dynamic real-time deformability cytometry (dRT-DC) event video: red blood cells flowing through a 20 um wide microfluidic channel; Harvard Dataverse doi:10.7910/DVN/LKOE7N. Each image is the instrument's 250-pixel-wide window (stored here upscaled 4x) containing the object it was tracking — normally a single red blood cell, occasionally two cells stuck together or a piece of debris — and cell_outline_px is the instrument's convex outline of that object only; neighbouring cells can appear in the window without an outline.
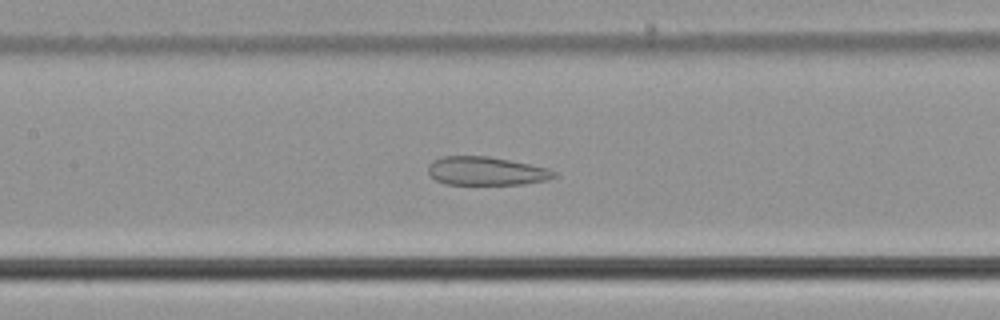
{"species": "common noctule bat (a hibernating species)", "species_latin": "Nyctalus noctula", "temperature_condition": "cold", "stored_images_in_passage": 47, "camera_frame_rate_fps": 3000, "um_per_image_px": 0.085, "animal": {"sex": "male", "body_mass_g": 21.5, "forearm_length_mm": 52.0}, "frame": {"image": 1, "passage_image": 24, "time_ms": 7.667, "image_size_px": [1000, 320], "cell_outline_px": [[556, 176], [548, 180], [524, 184], [444, 184], [436, 180], [428, 172], [428, 164], [432, 160], [444, 156], [488, 156], [548, 168], [556, 172]], "centroid_in_image_um": [41.31, 14.54], "position_along_channel_um": 166.1, "area_um2": 20.87}}
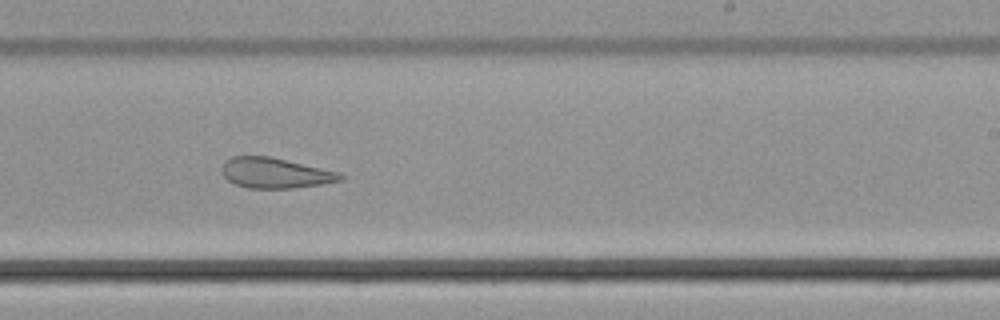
{"frame": {"image": 2, "passage_image": 32, "time_ms": 10.333, "image_size_px": [1000, 320], "cell_outline_px": [[344, 180], [320, 184], [292, 188], [248, 188], [236, 184], [228, 180], [224, 176], [220, 168], [232, 156], [272, 156], [340, 172], [344, 176]], "centroid_in_image_um": [23.42, 14.7], "position_along_channel_um": 265.6, "area_um2": 20.98}}
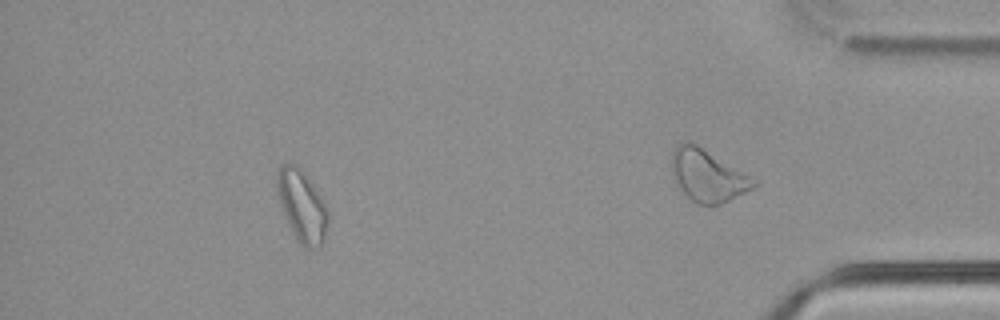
{"frame": {"image": 3, "passage_image": 41, "time_ms": 13.333, "image_size_px": [1000, 320], "cell_outline_px": [[328, 224], [324, 240], [316, 248], [304, 248], [300, 244], [280, 204], [276, 188], [276, 172], [284, 164], [292, 164], [312, 184], [324, 204], [328, 212]], "centroid_in_image_um": [25.66, 17.55], "position_along_channel_um": 409.5, "area_um2": 20.29}, "authors_computed_cell_mechanics": {"area_um2": 23.5246, "velocity_mm_per_s": 3.7426, "shape_relaxation_time_tau1_ms": null, "shape_relaxation_time_tau2_ms": 2.7806, "deformation_change_tau1": null, "deformation_change_tau2": 0.111}}